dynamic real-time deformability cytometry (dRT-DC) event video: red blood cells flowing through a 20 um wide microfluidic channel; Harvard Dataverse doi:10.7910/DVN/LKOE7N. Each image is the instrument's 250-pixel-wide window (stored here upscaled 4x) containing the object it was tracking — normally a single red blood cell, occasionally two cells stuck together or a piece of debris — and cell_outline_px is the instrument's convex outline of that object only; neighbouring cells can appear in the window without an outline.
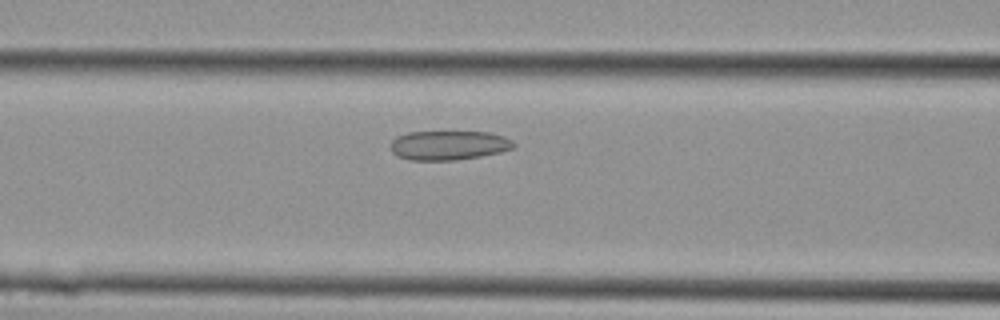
{"species": "Egyptian fruit bat (a non-hibernating species)", "species_latin": "Rousettus aegyptiacus", "temperature_condition": "cold", "stored_images_in_passage": 18, "camera_frame_rate_fps": 3000, "um_per_image_px": 0.085, "animal": {"sex": "female"}, "frame": {"image": 1, "passage_image": 5, "time_ms": 1.333, "image_size_px": [1000, 320], "cell_outline_px": [[516, 144], [512, 148], [500, 152], [480, 156], [456, 160], [408, 160], [396, 156], [392, 152], [392, 140], [396, 136], [408, 132], [488, 132], [504, 136], [512, 140]], "centroid_in_image_um": [38.12, 12.35], "position_along_channel_um": 128.5, "area_um2": 21.04}}
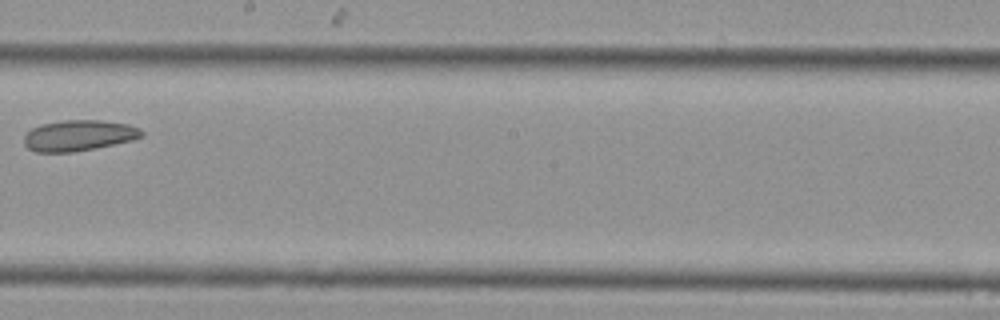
{"frame": {"image": 2, "passage_image": 10, "time_ms": 3.0, "image_size_px": [1000, 320], "cell_outline_px": [[144, 136], [132, 140], [96, 148], [72, 152], [36, 152], [28, 148], [24, 144], [24, 136], [32, 128], [40, 124], [64, 120], [100, 120], [128, 124], [140, 128], [144, 132]], "centroid_in_image_um": [6.71, 11.51], "position_along_channel_um": 241.5, "area_um2": 21.21}}
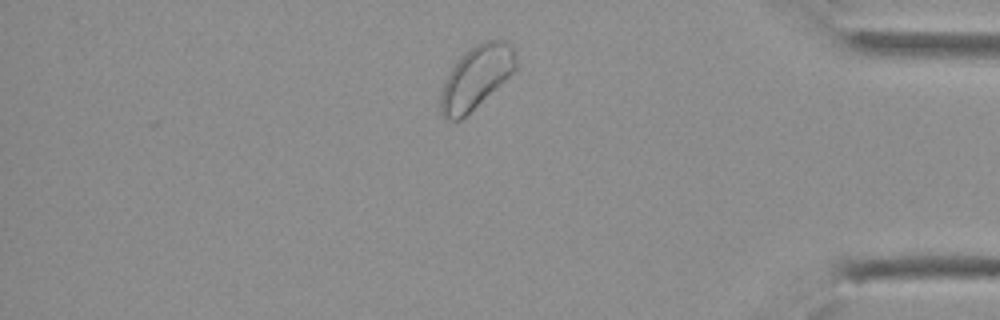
{"frame": {"image": 3, "passage_image": 18, "time_ms": 5.667, "image_size_px": [1000, 320], "cell_outline_px": [[516, 68], [500, 84], [460, 120], [448, 120], [440, 112], [440, 92], [444, 80], [448, 72], [460, 56], [464, 52], [476, 44], [484, 40], [504, 40], [512, 44], [516, 56]], "centroid_in_image_um": [40.44, 6.54], "position_along_channel_um": 394.8, "area_um2": 27.34}}